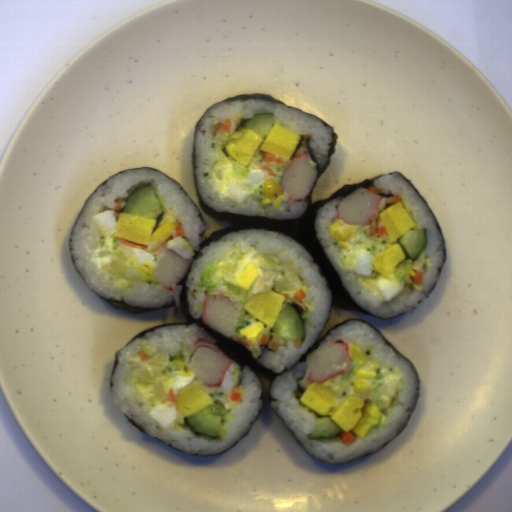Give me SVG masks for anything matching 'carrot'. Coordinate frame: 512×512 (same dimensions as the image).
<instances>
[{
    "label": "carrot",
    "instance_id": "obj_1",
    "mask_svg": "<svg viewBox=\"0 0 512 512\" xmlns=\"http://www.w3.org/2000/svg\"><path fill=\"white\" fill-rule=\"evenodd\" d=\"M367 233L369 237L372 238H380L388 234L384 223L379 220H375L369 224Z\"/></svg>",
    "mask_w": 512,
    "mask_h": 512
},
{
    "label": "carrot",
    "instance_id": "obj_2",
    "mask_svg": "<svg viewBox=\"0 0 512 512\" xmlns=\"http://www.w3.org/2000/svg\"><path fill=\"white\" fill-rule=\"evenodd\" d=\"M262 160L266 163V162H273V163H276L278 165H283L285 163L284 159L272 154V153H269V152H263L262 154Z\"/></svg>",
    "mask_w": 512,
    "mask_h": 512
},
{
    "label": "carrot",
    "instance_id": "obj_3",
    "mask_svg": "<svg viewBox=\"0 0 512 512\" xmlns=\"http://www.w3.org/2000/svg\"><path fill=\"white\" fill-rule=\"evenodd\" d=\"M340 436H341V439L346 443V444H350L352 442L355 441V436L354 434L350 431V432H346L344 429L340 432Z\"/></svg>",
    "mask_w": 512,
    "mask_h": 512
},
{
    "label": "carrot",
    "instance_id": "obj_4",
    "mask_svg": "<svg viewBox=\"0 0 512 512\" xmlns=\"http://www.w3.org/2000/svg\"><path fill=\"white\" fill-rule=\"evenodd\" d=\"M117 241H119L124 246H130V247H134V248H138V249H142V250L146 249V247H147V246L135 243L133 241H128V240L122 239V238H117Z\"/></svg>",
    "mask_w": 512,
    "mask_h": 512
},
{
    "label": "carrot",
    "instance_id": "obj_5",
    "mask_svg": "<svg viewBox=\"0 0 512 512\" xmlns=\"http://www.w3.org/2000/svg\"><path fill=\"white\" fill-rule=\"evenodd\" d=\"M231 127H232V124L231 122L228 120L226 122H223L217 130L219 131H222V132H226V133H230L231 131Z\"/></svg>",
    "mask_w": 512,
    "mask_h": 512
},
{
    "label": "carrot",
    "instance_id": "obj_6",
    "mask_svg": "<svg viewBox=\"0 0 512 512\" xmlns=\"http://www.w3.org/2000/svg\"><path fill=\"white\" fill-rule=\"evenodd\" d=\"M241 398H242V396L238 390H233L229 396L230 402H234V403L237 401H240Z\"/></svg>",
    "mask_w": 512,
    "mask_h": 512
},
{
    "label": "carrot",
    "instance_id": "obj_7",
    "mask_svg": "<svg viewBox=\"0 0 512 512\" xmlns=\"http://www.w3.org/2000/svg\"><path fill=\"white\" fill-rule=\"evenodd\" d=\"M185 232H184V228L183 226L181 225H178L176 231L172 234L173 237L175 238V236H184Z\"/></svg>",
    "mask_w": 512,
    "mask_h": 512
},
{
    "label": "carrot",
    "instance_id": "obj_8",
    "mask_svg": "<svg viewBox=\"0 0 512 512\" xmlns=\"http://www.w3.org/2000/svg\"><path fill=\"white\" fill-rule=\"evenodd\" d=\"M413 271V270H412ZM415 273V275L413 277H410L415 283H419L420 281H422L423 279V276L420 272H416V271H413Z\"/></svg>",
    "mask_w": 512,
    "mask_h": 512
},
{
    "label": "carrot",
    "instance_id": "obj_9",
    "mask_svg": "<svg viewBox=\"0 0 512 512\" xmlns=\"http://www.w3.org/2000/svg\"><path fill=\"white\" fill-rule=\"evenodd\" d=\"M401 198L402 197L392 196V197H388L387 199H385V201H386V203L394 204L397 201H400Z\"/></svg>",
    "mask_w": 512,
    "mask_h": 512
},
{
    "label": "carrot",
    "instance_id": "obj_10",
    "mask_svg": "<svg viewBox=\"0 0 512 512\" xmlns=\"http://www.w3.org/2000/svg\"><path fill=\"white\" fill-rule=\"evenodd\" d=\"M367 190L373 192V193H382L384 190H382L381 188H377L376 186H371L369 187Z\"/></svg>",
    "mask_w": 512,
    "mask_h": 512
}]
</instances>
